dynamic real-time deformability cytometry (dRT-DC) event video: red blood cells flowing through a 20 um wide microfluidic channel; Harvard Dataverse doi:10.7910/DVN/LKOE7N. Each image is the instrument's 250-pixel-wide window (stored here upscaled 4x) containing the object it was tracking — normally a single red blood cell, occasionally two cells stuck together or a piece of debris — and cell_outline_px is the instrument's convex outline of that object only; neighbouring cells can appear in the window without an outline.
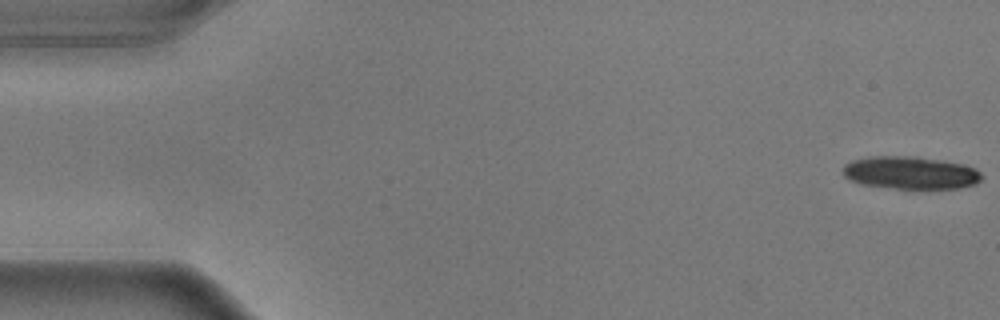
{"species": "common noctule bat (a hibernating species)", "species_latin": "Nyctalus noctula", "temperature_condition": "warm", "stored_images_in_passage": 25, "camera_frame_rate_fps": 3000, "um_per_image_px": 0.085, "animal": {"sex": "male", "body_mass_g": 17.9}, "frame": {"image": 1, "passage_image": 1, "time_ms": 0.0, "image_size_px": [1000, 320], "cell_outline_px": [[984, 176], [976, 184], [960, 188], [892, 188], [860, 184], [848, 180], [844, 176], [844, 164], [852, 160], [868, 156], [916, 156], [940, 160], [960, 164], [976, 168]], "centroid_in_image_um": [77.37, 14.68], "position_along_channel_um": 7.6, "area_um2": 26.53}}
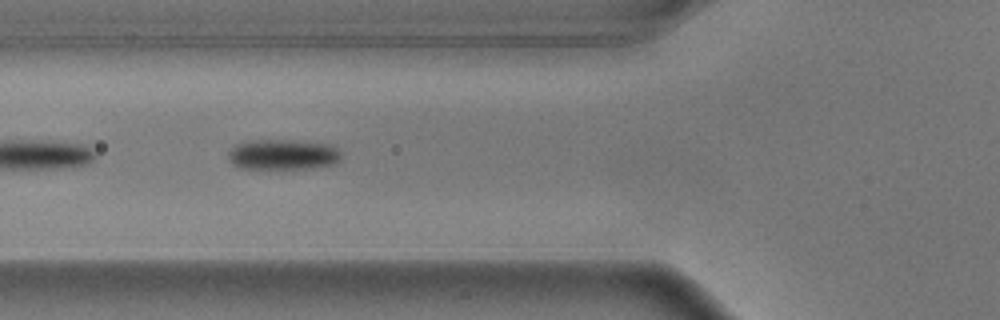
{"frame": {"image": 2, "passage_image": 21, "time_ms": 6.667, "image_size_px": [1000, 320], "cell_outline_px": [[340, 160], [336, 164], [312, 168], [240, 168], [232, 164], [228, 160], [228, 152], [236, 144], [248, 140], [292, 140], [332, 144], [340, 152]], "centroid_in_image_um": [24.05, 13.13], "position_along_channel_um": 101.8, "area_um2": 20.17}}